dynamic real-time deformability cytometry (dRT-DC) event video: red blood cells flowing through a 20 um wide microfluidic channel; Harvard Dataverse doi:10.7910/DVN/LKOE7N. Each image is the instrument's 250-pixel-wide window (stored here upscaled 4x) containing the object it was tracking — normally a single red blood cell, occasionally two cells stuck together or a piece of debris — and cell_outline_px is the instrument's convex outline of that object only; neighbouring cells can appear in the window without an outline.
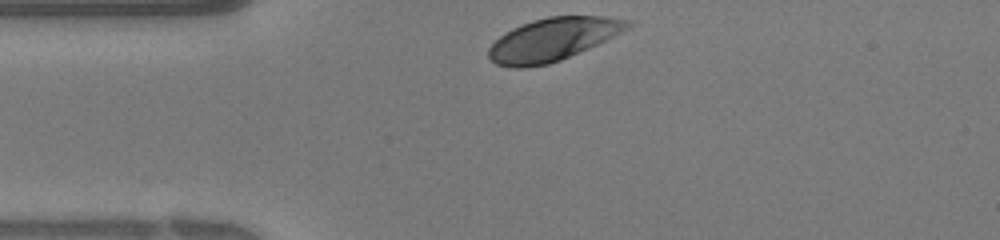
{"species": "human", "species_latin": "Homo sapiens", "temperature_condition": "warm", "stored_images_in_passage": 23, "camera_frame_rate_fps": 3000, "um_per_image_px": 0.085, "donor": {"sex": "female"}, "frame": {"image": 1, "passage_image": 1, "time_ms": 0.0, "image_size_px": [1000, 240], "cell_outline_px": [[636, 24], [588, 48], [560, 60], [548, 64], [524, 68], [512, 68], [496, 64], [488, 56], [488, 48], [500, 36], [512, 28], [520, 24], [532, 20], [548, 16], [604, 16], [632, 20]], "centroid_in_image_um": [46.98, 3.34], "position_along_channel_um": 38.0, "area_um2": 34.56}}
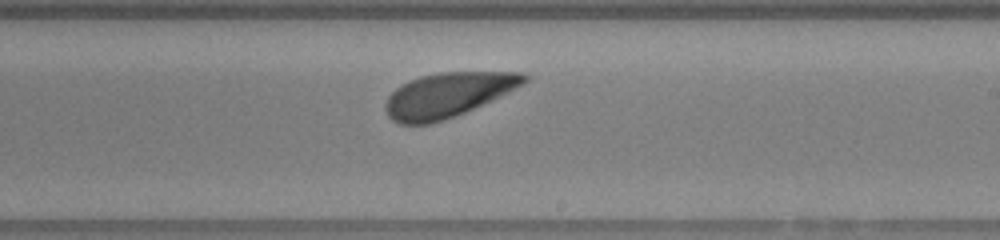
{"frame": {"image": 2, "passage_image": 15, "time_ms": 4.667, "image_size_px": [1000, 240], "cell_outline_px": [[528, 80], [524, 84], [492, 100], [464, 112], [444, 120], [428, 124], [400, 124], [392, 120], [388, 116], [384, 108], [384, 104], [388, 96], [400, 84], [420, 76], [440, 72], [520, 72], [528, 76]], "centroid_in_image_um": [38.03, 8.06], "position_along_channel_um": 251.0, "area_um2": 35.89}}
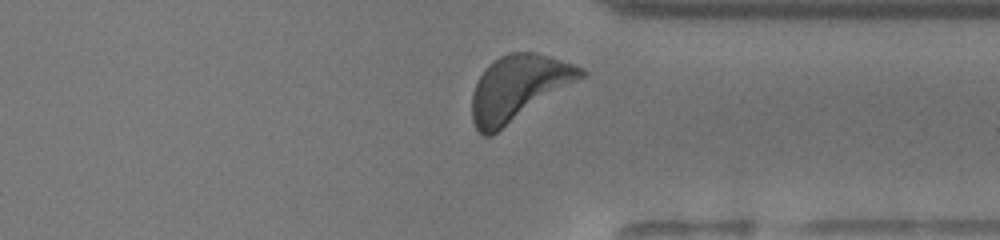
{"frame": {"image": 3, "passage_image": 22, "time_ms": 7.0, "image_size_px": [1000, 240], "cell_outline_px": [[588, 72], [584, 76], [492, 136], [484, 136], [476, 132], [472, 120], [472, 92], [480, 76], [500, 56], [508, 52], [532, 52], [548, 56], [584, 68]], "centroid_in_image_um": [44.03, 7.51], "position_along_channel_um": 367.4, "area_um2": 40.92}}